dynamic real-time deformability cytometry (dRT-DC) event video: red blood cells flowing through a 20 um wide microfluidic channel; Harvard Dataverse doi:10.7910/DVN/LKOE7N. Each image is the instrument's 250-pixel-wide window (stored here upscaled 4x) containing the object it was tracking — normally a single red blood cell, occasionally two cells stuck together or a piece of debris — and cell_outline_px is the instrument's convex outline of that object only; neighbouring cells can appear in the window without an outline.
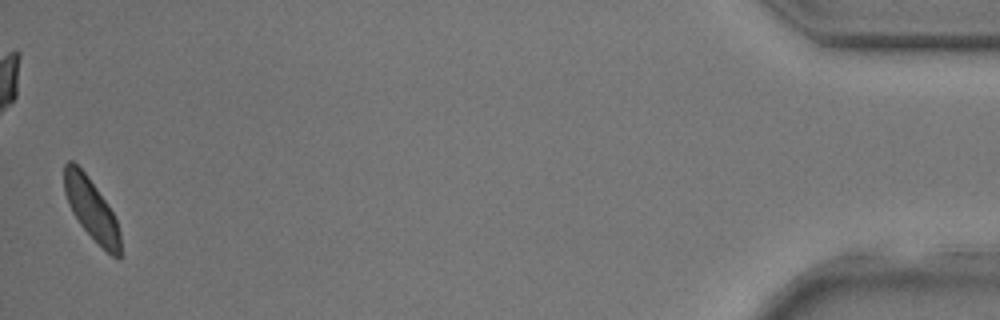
{"species": "common noctule bat (a hibernating species)", "species_latin": "Nyctalus noctula", "temperature_condition": "room temperature", "stored_images_in_passage": 31, "camera_frame_rate_fps": 3000, "um_per_image_px": 0.085, "animal": {"sex": "male", "body_mass_g": 17.9, "forearm_length_mm": 54.2}, "frame": {"image": 1, "passage_image": 31, "time_ms": 10.0, "image_size_px": [1000, 320], "cell_outline_px": [[120, 260], [112, 256], [80, 224], [72, 212], [68, 204], [64, 192], [64, 164], [68, 160], [72, 160], [88, 176], [112, 212], [116, 220], [120, 232]], "centroid_in_image_um": [7.75, 17.75], "position_along_channel_um": 427.5, "area_um2": 19.59}}